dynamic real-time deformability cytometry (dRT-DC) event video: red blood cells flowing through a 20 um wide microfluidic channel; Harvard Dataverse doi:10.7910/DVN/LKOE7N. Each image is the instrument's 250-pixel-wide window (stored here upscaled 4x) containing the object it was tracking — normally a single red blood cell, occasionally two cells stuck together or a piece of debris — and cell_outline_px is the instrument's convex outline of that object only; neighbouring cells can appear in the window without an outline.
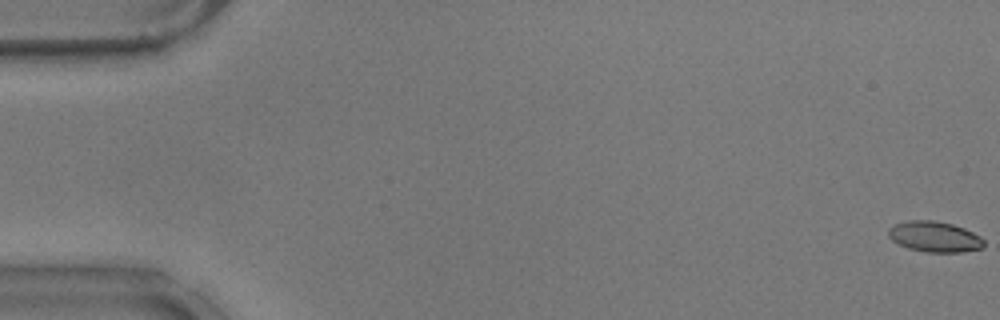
{"species": "common noctule bat (a hibernating species)", "species_latin": "Nyctalus noctula", "temperature_condition": "warm", "stored_images_in_passage": 11, "camera_frame_rate_fps": 3000, "um_per_image_px": 0.085, "animal": {"sex": "male", "body_mass_g": 17.9}, "frame": {"image": 1, "passage_image": 1, "time_ms": 0.0, "image_size_px": [1000, 320], "cell_outline_px": [[984, 244], [980, 248], [960, 252], [924, 252], [908, 248], [892, 240], [888, 236], [888, 228], [896, 224], [908, 220], [932, 220], [952, 224], [964, 228], [980, 236], [984, 240]], "centroid_in_image_um": [79.42, 20.11], "position_along_channel_um": 5.6, "area_um2": 16.94}}